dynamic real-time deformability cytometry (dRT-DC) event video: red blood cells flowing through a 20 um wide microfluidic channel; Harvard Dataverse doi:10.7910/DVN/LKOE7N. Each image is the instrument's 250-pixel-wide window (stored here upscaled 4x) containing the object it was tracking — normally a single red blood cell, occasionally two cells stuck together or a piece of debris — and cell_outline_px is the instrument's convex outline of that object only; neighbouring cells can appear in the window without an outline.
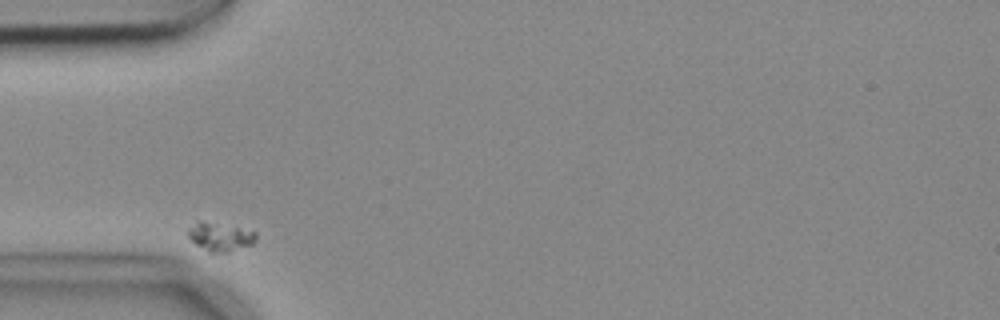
{"species": "common noctule bat (a hibernating species)", "species_latin": "Nyctalus noctula", "temperature_condition": "cold", "stored_images_in_passage": 2, "camera_frame_rate_fps": 3000, "um_per_image_px": 0.085, "animal": {"sex": "female", "body_mass_g": 18.4}, "frame": {"image": 1, "passage_image": 1, "time_ms": 0.0, "image_size_px": [1000, 320], "cell_outline_px": [[256, 240], [252, 244], [228, 252], [208, 252], [196, 244], [188, 236], [188, 228], [200, 220], [256, 232]], "centroid_in_image_um": [18.69, 20.14], "position_along_channel_um": 66.3, "area_um2": 10.92}}
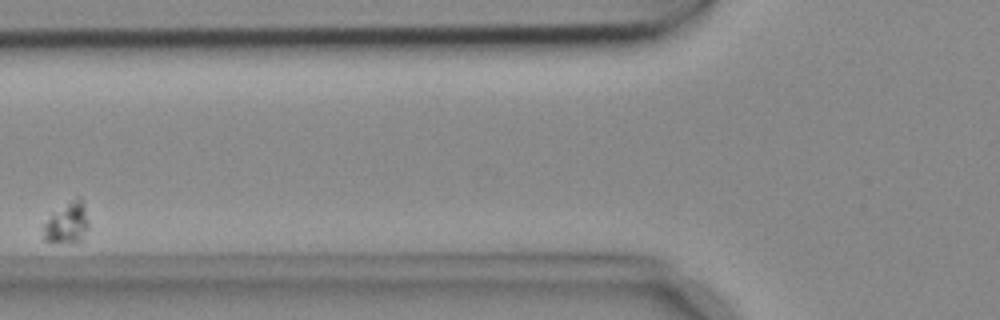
{"frame": {"image": 2, "passage_image": 2, "time_ms": 0.333, "image_size_px": [1000, 320], "cell_outline_px": [[88, 228], [80, 240], [76, 244], [44, 240], [44, 224], [52, 212], [76, 200], [80, 200], [84, 204], [88, 224]], "centroid_in_image_um": [5.69, 19.02], "position_along_channel_um": 120.1, "area_um2": 10.35}}